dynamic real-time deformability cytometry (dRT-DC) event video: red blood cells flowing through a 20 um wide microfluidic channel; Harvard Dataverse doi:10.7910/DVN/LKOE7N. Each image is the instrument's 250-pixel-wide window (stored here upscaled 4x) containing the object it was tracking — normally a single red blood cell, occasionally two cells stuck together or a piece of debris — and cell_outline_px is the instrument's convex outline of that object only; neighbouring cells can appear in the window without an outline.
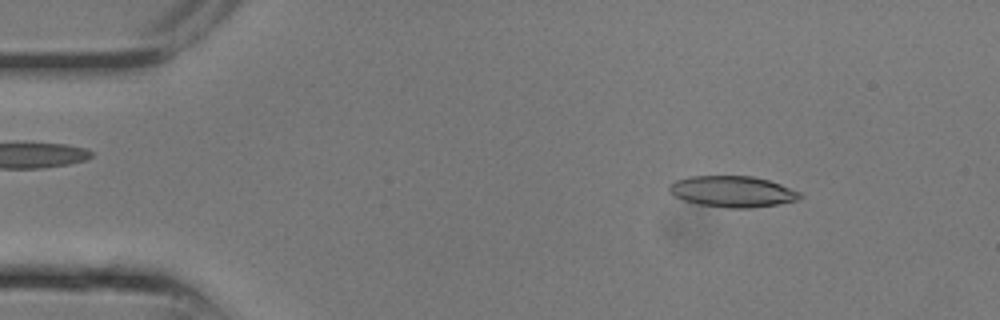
{"species": "common noctule bat (a hibernating species)", "species_latin": "Nyctalus noctula", "temperature_condition": "room temperature", "stored_images_in_passage": 7, "camera_frame_rate_fps": 3000, "um_per_image_px": 0.085, "animal": {"sex": "male", "body_mass_g": 13.3}, "frame": {"image": 1, "passage_image": 2, "time_ms": 0.333, "image_size_px": [1000, 320], "cell_outline_px": [[804, 196], [796, 200], [776, 204], [748, 208], [728, 208], [700, 204], [684, 200], [668, 192], [668, 184], [676, 180], [688, 176], [752, 176], [768, 180], [780, 184], [800, 192]], "centroid_in_image_um": [62.23, 16.27], "position_along_channel_um": 22.8, "area_um2": 23.58}}
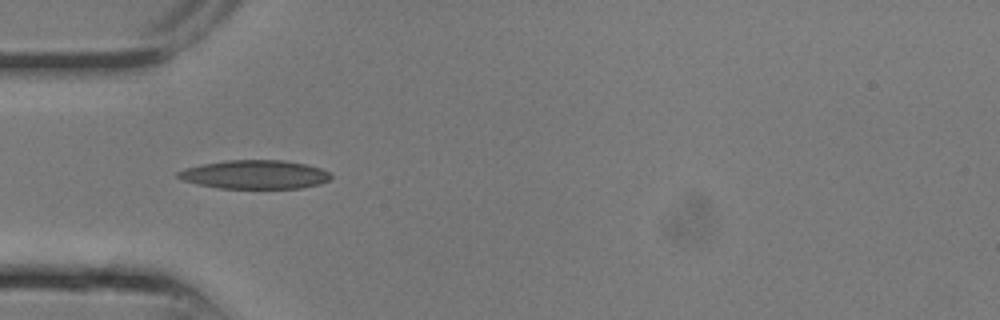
{"frame": {"image": 2, "passage_image": 6, "time_ms": 1.667, "image_size_px": [1000, 320], "cell_outline_px": [[332, 176], [328, 180], [320, 184], [300, 188], [216, 188], [196, 184], [184, 180], [176, 176], [176, 172], [184, 168], [200, 164], [228, 160], [284, 160], [304, 164], [320, 168], [328, 172]], "centroid_in_image_um": [21.62, 14.83], "position_along_channel_um": 63.4, "area_um2": 25.61}}